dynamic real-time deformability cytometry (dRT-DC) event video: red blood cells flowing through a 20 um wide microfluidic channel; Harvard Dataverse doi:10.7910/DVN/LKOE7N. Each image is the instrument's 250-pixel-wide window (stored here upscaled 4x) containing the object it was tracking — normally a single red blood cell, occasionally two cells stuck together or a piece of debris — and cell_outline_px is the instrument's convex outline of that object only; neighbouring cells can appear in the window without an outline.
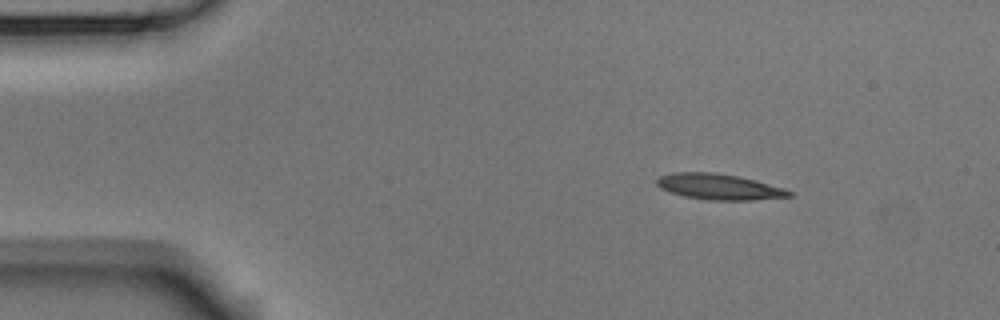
{"species": "Egyptian fruit bat (a non-hibernating species)", "species_latin": "Rousettus aegyptiacus", "temperature_condition": "room temperature", "stored_images_in_passage": 3, "camera_frame_rate_fps": 3000, "um_per_image_px": 0.085, "animal": {"sex": "male"}, "frame": {"image": 1, "passage_image": 2, "time_ms": 0.333, "image_size_px": [1000, 320], "cell_outline_px": [[792, 196], [752, 200], [708, 200], [684, 196], [668, 192], [660, 188], [656, 184], [656, 180], [660, 176], [672, 172], [712, 172], [736, 176], [756, 180], [784, 188], [792, 192]], "centroid_in_image_um": [61.08, 15.87], "position_along_channel_um": 23.9, "area_um2": 19.88}}